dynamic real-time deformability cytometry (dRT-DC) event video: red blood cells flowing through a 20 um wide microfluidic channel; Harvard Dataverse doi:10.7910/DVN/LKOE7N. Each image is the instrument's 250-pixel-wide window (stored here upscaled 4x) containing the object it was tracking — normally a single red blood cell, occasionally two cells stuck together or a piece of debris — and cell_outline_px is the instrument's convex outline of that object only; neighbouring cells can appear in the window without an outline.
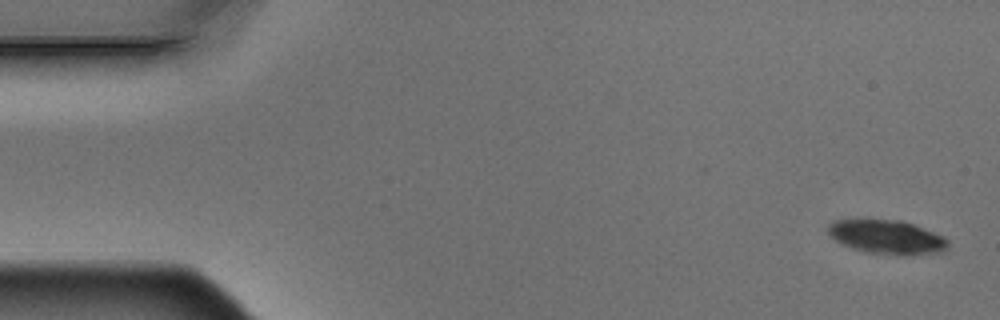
{"species": "Egyptian fruit bat (a non-hibernating species)", "species_latin": "Rousettus aegyptiacus", "temperature_condition": "warm", "stored_images_in_passage": 4, "camera_frame_rate_fps": 3000, "um_per_image_px": 0.085, "animal": {"sex": "male"}, "frame": {"image": 1, "passage_image": 1, "time_ms": 0.0, "image_size_px": [1000, 320], "cell_outline_px": [[948, 244], [944, 248], [936, 252], [904, 256], [896, 256], [864, 252], [840, 244], [828, 232], [828, 224], [832, 220], [904, 220], [916, 224], [944, 236], [948, 240]], "centroid_in_image_um": [75.37, 20.15], "position_along_channel_um": 9.6, "area_um2": 23.93}}
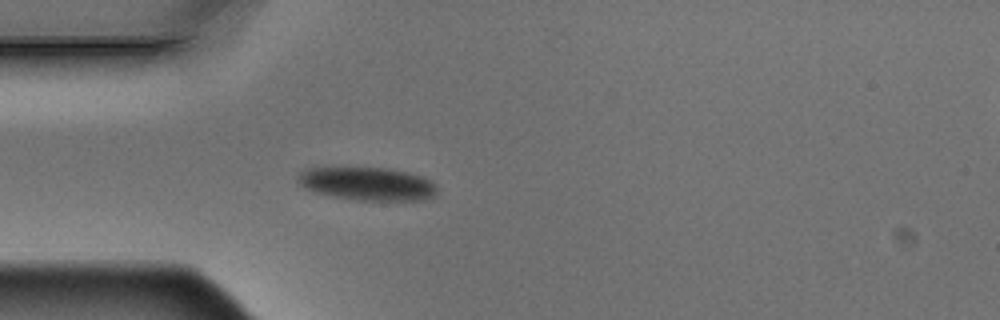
{"frame": {"image": 2, "passage_image": 4, "time_ms": 1.0, "image_size_px": [1000, 320], "cell_outline_px": [[436, 196], [424, 200], [356, 200], [332, 196], [312, 192], [300, 184], [296, 180], [296, 176], [300, 172], [308, 168], [388, 168], [408, 172], [424, 176], [432, 180], [436, 184]], "centroid_in_image_um": [31.25, 15.62], "position_along_channel_um": 53.7, "area_um2": 27.17}}